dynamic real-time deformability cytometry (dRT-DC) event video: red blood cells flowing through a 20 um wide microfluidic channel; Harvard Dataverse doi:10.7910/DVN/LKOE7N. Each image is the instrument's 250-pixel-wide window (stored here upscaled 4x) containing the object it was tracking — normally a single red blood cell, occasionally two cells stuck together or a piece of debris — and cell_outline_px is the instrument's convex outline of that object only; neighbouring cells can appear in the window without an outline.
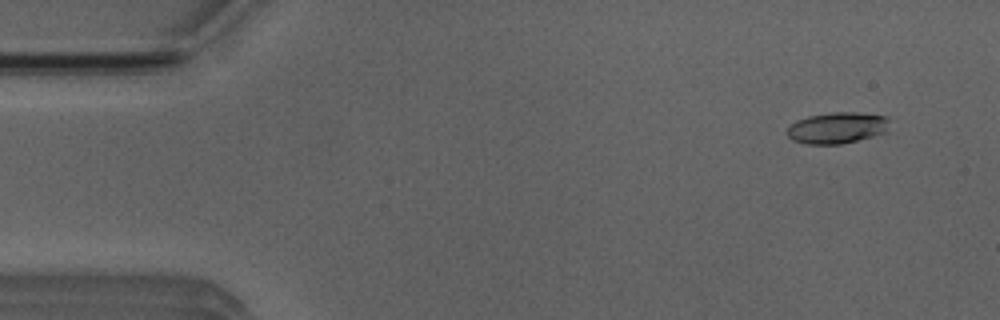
{"species": "Egyptian fruit bat (a non-hibernating species)", "species_latin": "Rousettus aegyptiacus", "temperature_condition": "room temperature", "stored_images_in_passage": 4, "camera_frame_rate_fps": 3000, "um_per_image_px": 0.085, "animal": {"sex": "male"}, "frame": {"image": 1, "passage_image": 1, "time_ms": 0.0, "image_size_px": [1000, 320], "cell_outline_px": [[888, 132], [840, 144], [804, 144], [792, 140], [784, 132], [796, 120], [808, 116], [832, 112], [856, 112], [888, 116]], "centroid_in_image_um": [71.14, 10.86], "position_along_channel_um": 13.9, "area_um2": 18.79}}